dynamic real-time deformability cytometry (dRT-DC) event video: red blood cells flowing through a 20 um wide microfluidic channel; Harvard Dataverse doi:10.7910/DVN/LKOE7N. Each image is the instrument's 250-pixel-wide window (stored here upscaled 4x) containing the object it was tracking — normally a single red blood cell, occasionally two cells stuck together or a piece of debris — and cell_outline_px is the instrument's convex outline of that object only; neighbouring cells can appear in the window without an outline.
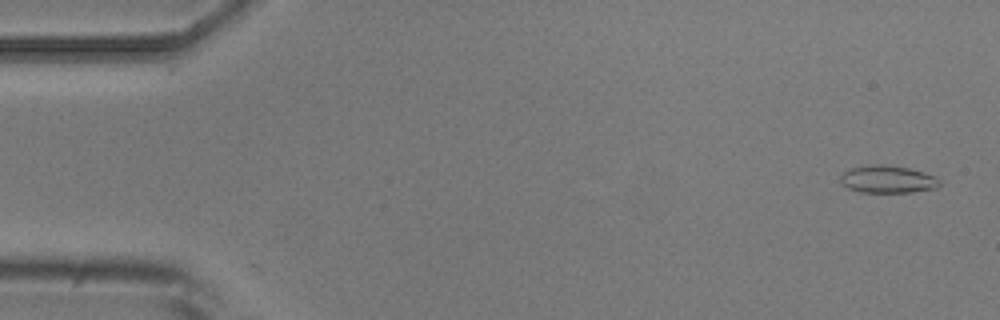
{"species": "common noctule bat (a hibernating species)", "species_latin": "Nyctalus noctula", "temperature_condition": "room temperature", "stored_images_in_passage": 4, "camera_frame_rate_fps": 3000, "um_per_image_px": 0.085, "animal": {"sex": "male", "body_mass_g": 20.5, "forearm_length_mm": 52.5}, "frame": {"image": 1, "passage_image": 1, "time_ms": 0.0, "image_size_px": [1000, 320], "cell_outline_px": [[940, 184], [936, 188], [912, 192], [860, 192], [848, 188], [840, 180], [840, 176], [848, 168], [872, 164], [880, 164], [908, 168], [924, 172], [936, 176], [940, 180]], "centroid_in_image_um": [75.45, 15.23], "position_along_channel_um": 9.5, "area_um2": 15.9}}
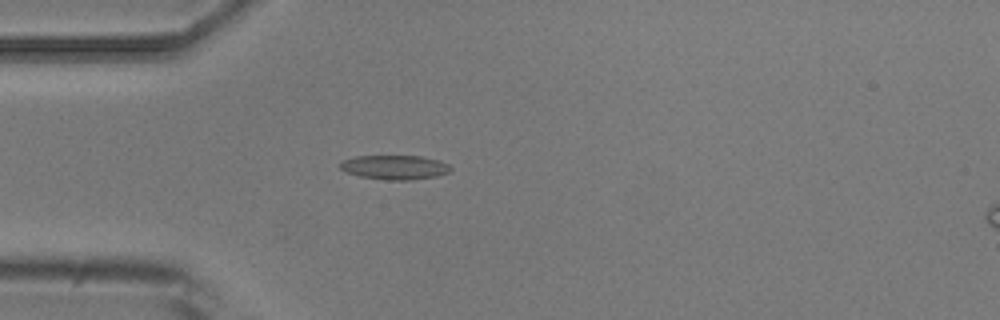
{"frame": {"image": 2, "passage_image": 4, "time_ms": 4.333, "image_size_px": [1000, 320], "cell_outline_px": [[452, 168], [448, 172], [436, 176], [412, 180], [384, 180], [360, 176], [348, 172], [340, 168], [340, 160], [356, 156], [420, 156], [440, 160], [448, 164]], "centroid_in_image_um": [33.55, 14.21], "position_along_channel_um": 51.5, "area_um2": 15.66}}